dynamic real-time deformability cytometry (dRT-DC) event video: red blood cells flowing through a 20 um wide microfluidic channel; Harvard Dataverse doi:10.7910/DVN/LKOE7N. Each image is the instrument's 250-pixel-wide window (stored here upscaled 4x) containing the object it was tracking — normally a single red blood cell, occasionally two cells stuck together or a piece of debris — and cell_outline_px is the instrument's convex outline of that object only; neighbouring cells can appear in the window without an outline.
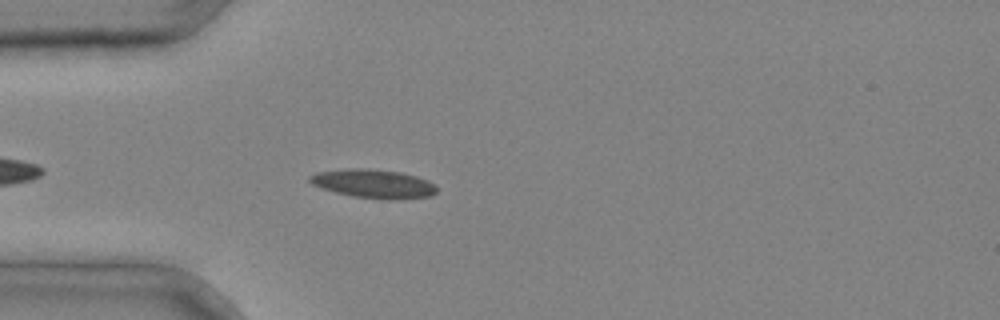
{"species": "common noctule bat (a hibernating species)", "species_latin": "Nyctalus noctula", "temperature_condition": "cold", "stored_images_in_passage": 4, "camera_frame_rate_fps": 3000, "um_per_image_px": 0.085, "animal": {"sex": "male", "body_mass_g": 20.4}, "frame": {"image": 1, "passage_image": 4, "time_ms": 1.0, "image_size_px": [1000, 320], "cell_outline_px": [[436, 192], [428, 196], [388, 200], [352, 196], [336, 192], [312, 184], [308, 180], [308, 176], [316, 172], [356, 168], [368, 168], [400, 172], [416, 176], [428, 180], [436, 184]], "centroid_in_image_um": [31.75, 15.61], "position_along_channel_um": 53.2, "area_um2": 21.1}}